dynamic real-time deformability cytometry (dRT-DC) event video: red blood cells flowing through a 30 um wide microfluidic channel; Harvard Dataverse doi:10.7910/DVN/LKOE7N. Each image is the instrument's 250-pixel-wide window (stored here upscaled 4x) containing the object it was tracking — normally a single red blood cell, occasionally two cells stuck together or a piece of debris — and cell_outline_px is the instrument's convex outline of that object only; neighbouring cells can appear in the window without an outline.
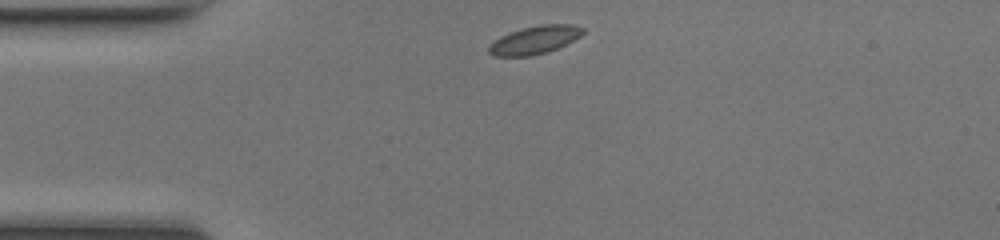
{"species": "common noctule bat (a hibernating species)", "species_latin": "Nyctalus noctula", "temperature_condition": "room temperature", "stored_images_in_passage": 38, "camera_frame_rate_fps": 3000, "um_per_image_px": 0.085, "animal": {"sex": "female", "body_mass_g": 17.0, "forearm_length_mm": 48.0}, "frame": {"image": 1, "passage_image": 1, "time_ms": 0.0, "image_size_px": [1000, 240], "cell_outline_px": [[584, 32], [580, 36], [548, 52], [528, 56], [492, 56], [488, 52], [488, 44], [500, 36], [508, 32], [520, 28], [540, 24], [572, 24], [584, 28]], "centroid_in_image_um": [45.39, 3.38], "position_along_channel_um": 39.6, "area_um2": 15.49}}
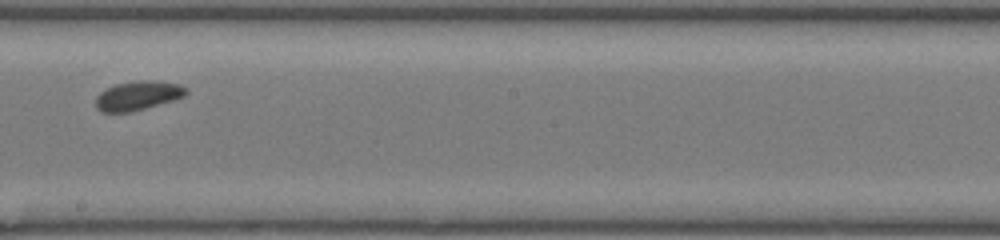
{"frame": {"image": 2, "passage_image": 17, "time_ms": 5.333, "image_size_px": [1000, 240], "cell_outline_px": [[188, 92], [184, 96], [172, 100], [132, 112], [100, 112], [96, 108], [96, 96], [104, 88], [116, 84], [140, 80], [156, 80], [180, 84], [188, 88]], "centroid_in_image_um": [11.71, 8.12], "position_along_channel_um": 236.5, "area_um2": 15.49}}
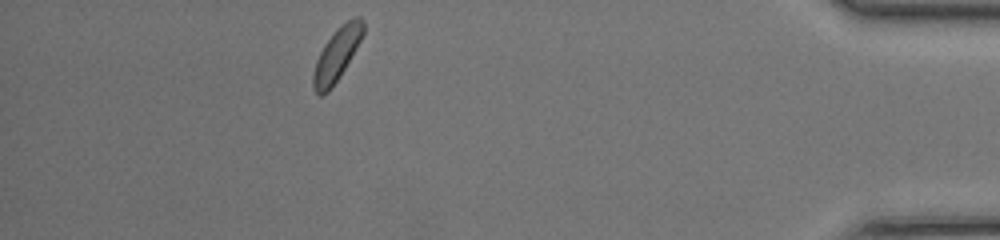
{"frame": {"image": 3, "passage_image": 33, "time_ms": 10.667, "image_size_px": [1000, 240], "cell_outline_px": [[364, 32], [360, 40], [340, 76], [328, 92], [320, 96], [316, 96], [312, 88], [312, 76], [316, 60], [324, 44], [336, 28], [352, 16], [360, 16], [364, 20]], "centroid_in_image_um": [28.6, 4.63], "position_along_channel_um": 406.6, "area_um2": 15.49}, "authors_computed_cell_mechanics": {"area_um2": 15.2592, "velocity_mm_per_s": 4.2389, "shape_relaxation_time_tau1_ms": 2.3496, "shape_relaxation_time_tau2_ms": 7.4907, "deformation_change_tau1": 0.0283, "deformation_change_tau2": 0.0881}}